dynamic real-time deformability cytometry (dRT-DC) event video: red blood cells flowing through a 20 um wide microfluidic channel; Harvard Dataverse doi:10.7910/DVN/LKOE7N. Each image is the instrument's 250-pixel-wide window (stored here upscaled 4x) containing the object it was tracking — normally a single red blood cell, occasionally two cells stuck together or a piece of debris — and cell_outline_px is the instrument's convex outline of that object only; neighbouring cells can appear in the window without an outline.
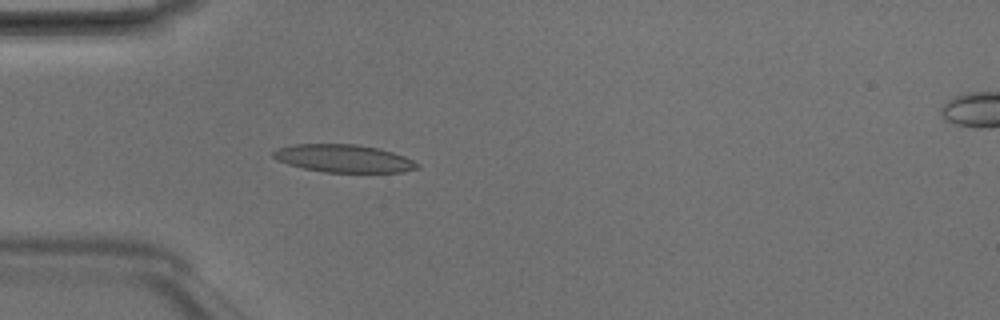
{"species": "Egyptian fruit bat (a non-hibernating species)", "species_latin": "Rousettus aegyptiacus", "temperature_condition": "room temperature", "stored_images_in_passage": 5, "camera_frame_rate_fps": 3000, "um_per_image_px": 0.085, "animal": {"sex": "male"}, "frame": {"image": 1, "passage_image": 4, "time_ms": 1.0, "image_size_px": [1000, 320], "cell_outline_px": [[420, 168], [400, 172], [324, 172], [304, 168], [288, 164], [276, 160], [272, 156], [272, 152], [280, 148], [296, 144], [356, 144], [376, 148], [392, 152], [404, 156], [420, 164]], "centroid_in_image_um": [29.22, 13.47], "position_along_channel_um": 55.8, "area_um2": 23.12}}